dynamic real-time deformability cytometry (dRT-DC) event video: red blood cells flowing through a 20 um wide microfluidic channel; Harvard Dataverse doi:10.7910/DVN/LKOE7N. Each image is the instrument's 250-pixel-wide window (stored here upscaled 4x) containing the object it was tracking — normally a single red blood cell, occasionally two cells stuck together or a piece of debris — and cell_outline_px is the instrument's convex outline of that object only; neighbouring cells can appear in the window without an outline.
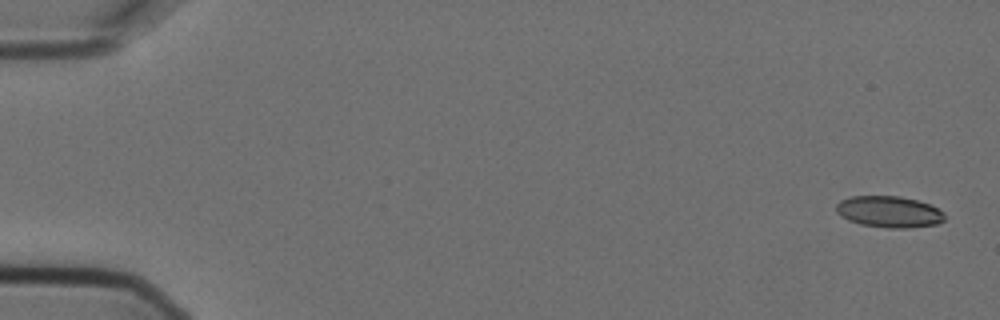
{"species": "Egyptian fruit bat (a non-hibernating species)", "species_latin": "Rousettus aegyptiacus", "temperature_condition": "cold", "stored_images_in_passage": 4, "camera_frame_rate_fps": 3000, "um_per_image_px": 0.085, "animal": {"sex": "female"}, "frame": {"image": 1, "passage_image": 1, "time_ms": 0.0, "image_size_px": [1000, 320], "cell_outline_px": [[944, 220], [936, 224], [908, 228], [888, 228], [860, 224], [848, 220], [840, 216], [836, 212], [836, 204], [840, 200], [852, 196], [900, 196], [916, 200], [928, 204], [944, 212]], "centroid_in_image_um": [75.53, 18.0], "position_along_channel_um": 9.5, "area_um2": 19.83}}